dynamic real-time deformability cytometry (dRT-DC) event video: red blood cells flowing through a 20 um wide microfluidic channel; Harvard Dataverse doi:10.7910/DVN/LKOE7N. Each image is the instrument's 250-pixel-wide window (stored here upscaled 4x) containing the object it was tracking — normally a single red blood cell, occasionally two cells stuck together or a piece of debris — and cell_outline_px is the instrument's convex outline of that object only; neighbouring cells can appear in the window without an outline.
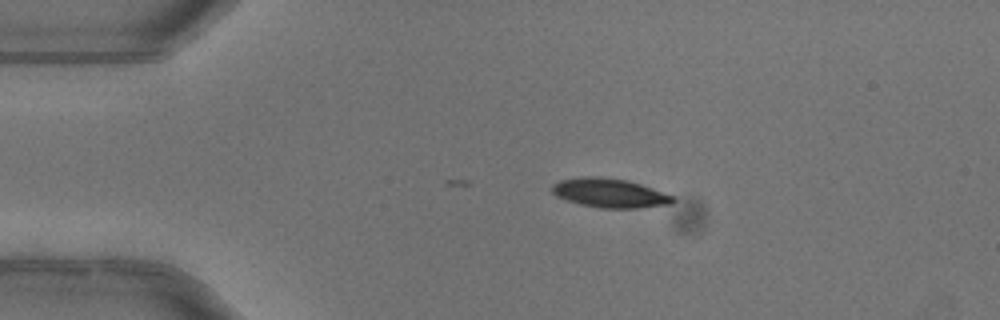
{"species": "common noctule bat (a hibernating species)", "species_latin": "Nyctalus noctula", "temperature_condition": "warm", "stored_images_in_passage": 3, "camera_frame_rate_fps": 3000, "um_per_image_px": 0.085, "animal": {"sex": "female"}, "frame": {"image": 1, "passage_image": 3, "time_ms": 0.667, "image_size_px": [1000, 320], "cell_outline_px": [[676, 200], [672, 204], [636, 208], [600, 208], [580, 204], [556, 196], [552, 192], [552, 184], [560, 180], [588, 176], [596, 176], [628, 180], [676, 196]], "centroid_in_image_um": [51.86, 16.41], "position_along_channel_um": 33.1, "area_um2": 20.52}}